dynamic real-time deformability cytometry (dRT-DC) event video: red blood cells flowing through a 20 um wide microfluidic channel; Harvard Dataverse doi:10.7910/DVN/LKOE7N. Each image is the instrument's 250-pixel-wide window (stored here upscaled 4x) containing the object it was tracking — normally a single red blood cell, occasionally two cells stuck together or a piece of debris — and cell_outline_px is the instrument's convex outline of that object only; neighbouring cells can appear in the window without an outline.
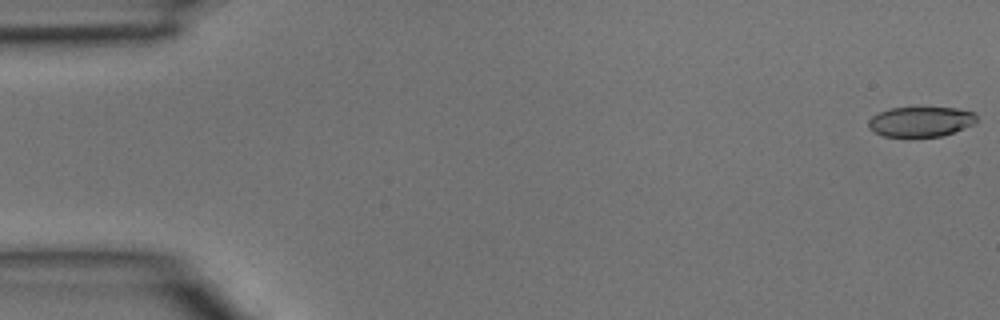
{"species": "common noctule bat (a hibernating species)", "species_latin": "Nyctalus noctula", "temperature_condition": "room temperature", "stored_images_in_passage": 43, "camera_frame_rate_fps": 3000, "um_per_image_px": 0.085, "animal": {"sex": "male", "body_mass_g": 15.6}, "frame": {"image": 1, "passage_image": 1, "time_ms": 0.0, "image_size_px": [1000, 320], "cell_outline_px": [[976, 124], [944, 136], [884, 136], [868, 128], [868, 120], [872, 116], [888, 108], [956, 108], [976, 112]], "centroid_in_image_um": [78.3, 10.34], "position_along_channel_um": 6.7, "area_um2": 18.96}}
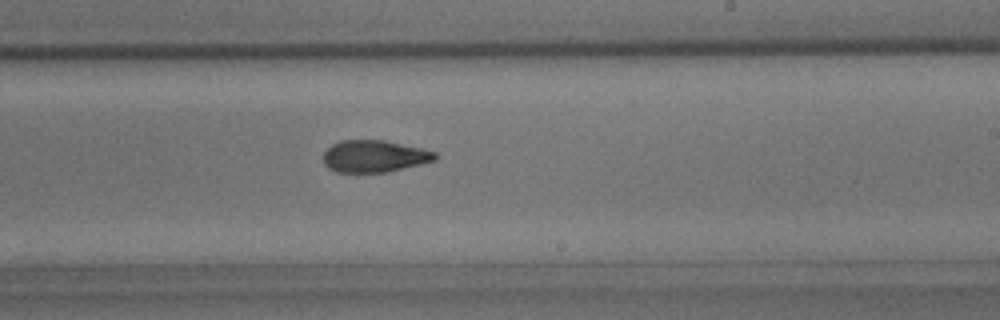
{"frame": {"image": 2, "passage_image": 27, "time_ms": 8.667, "image_size_px": [1000, 320], "cell_outline_px": [[440, 156], [436, 160], [388, 172], [336, 172], [328, 168], [324, 164], [324, 152], [332, 144], [340, 140], [384, 140], [420, 148], [436, 152]], "centroid_in_image_um": [31.82, 13.28], "position_along_channel_um": 257.2, "area_um2": 20.87}}
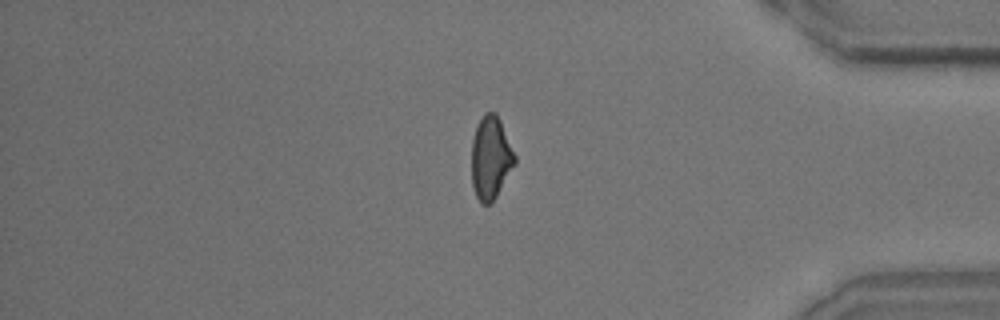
{"frame": {"image": 3, "passage_image": 38, "time_ms": 12.333, "image_size_px": [1000, 320], "cell_outline_px": [[516, 164], [496, 196], [488, 204], [480, 204], [476, 196], [472, 184], [472, 140], [476, 128], [484, 112], [496, 112], [500, 120], [516, 156]], "centroid_in_image_um": [41.72, 13.42], "position_along_channel_um": 393.5, "area_um2": 20.81}}